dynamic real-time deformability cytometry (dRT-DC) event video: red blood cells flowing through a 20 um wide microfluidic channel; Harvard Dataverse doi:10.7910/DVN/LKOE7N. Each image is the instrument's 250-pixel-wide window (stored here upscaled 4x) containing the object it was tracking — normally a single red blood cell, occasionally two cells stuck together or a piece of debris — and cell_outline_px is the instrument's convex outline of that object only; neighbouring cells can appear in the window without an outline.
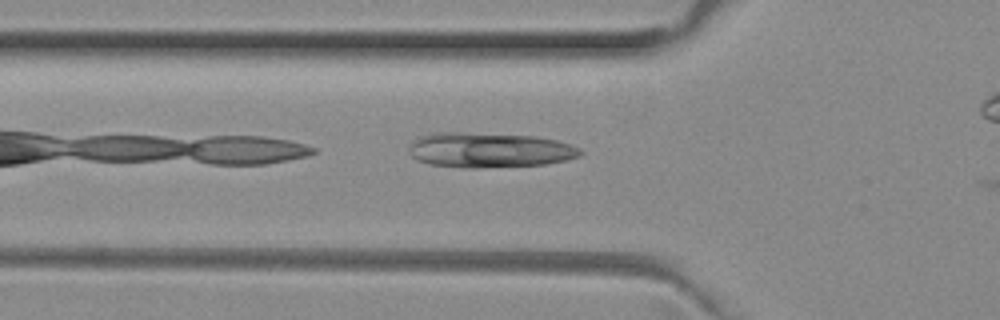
{"species": "common noctule bat (a hibernating species)", "species_latin": "Nyctalus noctula", "temperature_condition": "room temperature", "stored_images_in_passage": 8, "camera_frame_rate_fps": 3000, "um_per_image_px": 0.085, "animal": {"sex": "female", "body_mass_g": 29.2, "forearm_length_mm": 56.3}, "frame": {"image": 1, "passage_image": 7, "time_ms": 2.0, "image_size_px": [1000, 320], "cell_outline_px": [[584, 152], [580, 156], [564, 160], [544, 164], [480, 168], [464, 168], [428, 164], [416, 160], [408, 152], [412, 144], [420, 136], [436, 132], [456, 132], [536, 136], [556, 140], [572, 144], [580, 148]], "centroid_in_image_um": [41.61, 12.76], "position_along_channel_um": 84.2, "area_um2": 35.03}}